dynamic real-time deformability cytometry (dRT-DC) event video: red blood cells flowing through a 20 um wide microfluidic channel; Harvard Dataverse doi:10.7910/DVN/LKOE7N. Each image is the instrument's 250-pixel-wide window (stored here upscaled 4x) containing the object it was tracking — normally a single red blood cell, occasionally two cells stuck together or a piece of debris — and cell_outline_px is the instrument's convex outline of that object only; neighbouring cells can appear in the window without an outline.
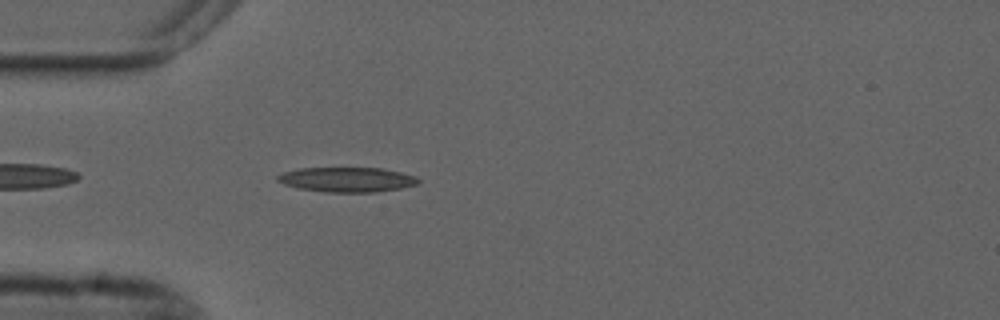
{"species": "common noctule bat (a hibernating species)", "species_latin": "Nyctalus noctula", "temperature_condition": "cold", "stored_images_in_passage": 43, "camera_frame_rate_fps": 3000, "um_per_image_px": 0.085, "animal": {"sex": "male", "forearm_length_mm": 52.5}, "frame": {"image": 1, "passage_image": 4, "time_ms": 1.0, "image_size_px": [1000, 320], "cell_outline_px": [[420, 180], [416, 184], [400, 188], [376, 192], [324, 192], [296, 188], [284, 184], [276, 180], [276, 176], [284, 172], [300, 168], [380, 168], [400, 172], [416, 176]], "centroid_in_image_um": [29.46, 15.27], "position_along_channel_um": 55.5, "area_um2": 20.29}}
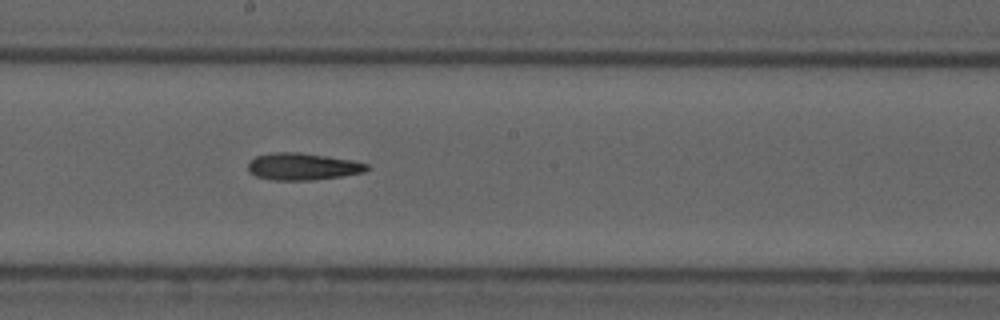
{"frame": {"image": 2, "passage_image": 18, "time_ms": 5.667, "image_size_px": [1000, 320], "cell_outline_px": [[372, 168], [364, 172], [316, 180], [272, 180], [256, 176], [248, 172], [248, 164], [256, 156], [272, 152], [300, 152], [328, 156], [352, 160], [368, 164]], "centroid_in_image_um": [25.74, 14.15], "position_along_channel_um": 222.5, "area_um2": 18.84}}
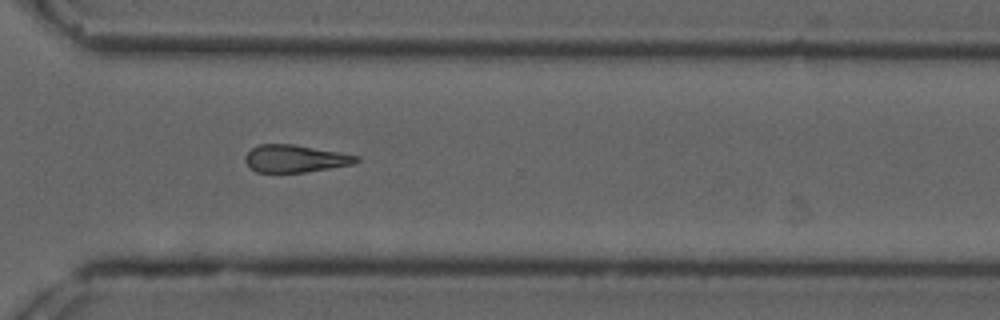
{"frame": {"image": 3, "passage_image": 28, "time_ms": 9.0, "image_size_px": [1000, 320], "cell_outline_px": [[360, 160], [352, 164], [304, 172], [256, 172], [244, 160], [244, 156], [252, 148], [260, 144], [292, 144], [340, 152], [360, 156]], "centroid_in_image_um": [25.09, 13.47], "position_along_channel_um": 345.5, "area_um2": 17.57}}